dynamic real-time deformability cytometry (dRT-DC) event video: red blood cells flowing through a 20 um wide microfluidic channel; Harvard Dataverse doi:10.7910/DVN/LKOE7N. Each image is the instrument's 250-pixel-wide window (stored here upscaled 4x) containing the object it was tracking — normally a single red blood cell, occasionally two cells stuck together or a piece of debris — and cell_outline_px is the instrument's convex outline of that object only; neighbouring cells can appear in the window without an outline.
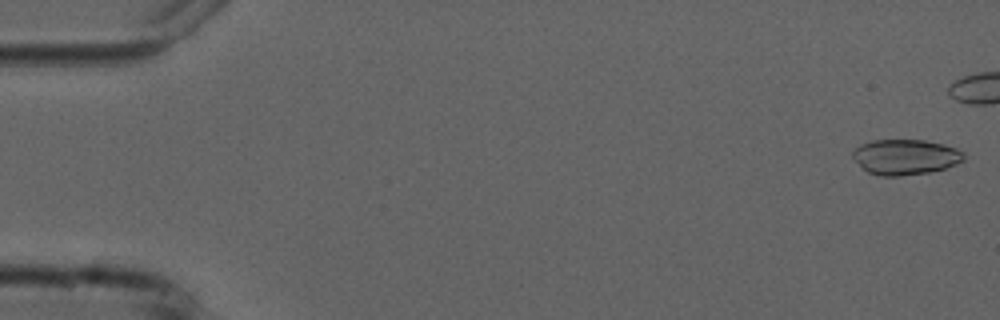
{"species": "common noctule bat (a hibernating species)", "species_latin": "Nyctalus noctula", "temperature_condition": "cold", "stored_images_in_passage": 5, "camera_frame_rate_fps": 3000, "um_per_image_px": 0.085, "animal": {"sex": "male", "forearm_length_mm": 52.5}, "frame": {"image": 1, "passage_image": 1, "time_ms": 0.0, "image_size_px": [1000, 320], "cell_outline_px": [[964, 160], [956, 164], [944, 168], [928, 172], [900, 176], [880, 176], [868, 172], [852, 156], [852, 152], [860, 144], [872, 140], [924, 140], [956, 148], [964, 152]], "centroid_in_image_um": [76.95, 13.34], "position_along_channel_um": 8.0, "area_um2": 22.66}}